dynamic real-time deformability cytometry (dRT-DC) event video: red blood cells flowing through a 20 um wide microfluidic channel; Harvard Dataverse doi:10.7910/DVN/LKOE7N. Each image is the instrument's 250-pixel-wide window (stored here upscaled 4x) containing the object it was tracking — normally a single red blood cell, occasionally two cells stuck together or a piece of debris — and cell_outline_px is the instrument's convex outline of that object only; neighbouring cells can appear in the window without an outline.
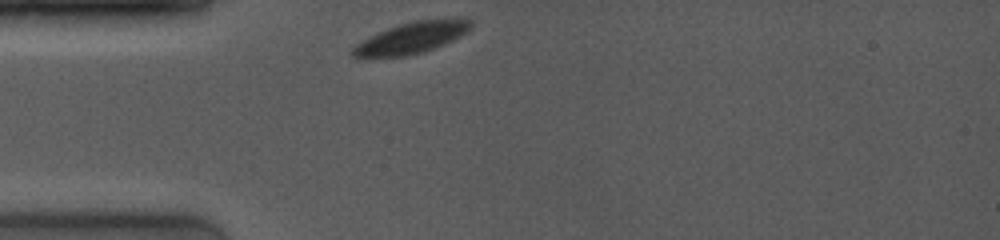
{"species": "common noctule bat (a hibernating species)", "species_latin": "Nyctalus noctula", "temperature_condition": "room temperature", "stored_images_in_passage": 11, "camera_frame_rate_fps": 4000, "um_per_image_px": 0.085, "animal": {"sex": "female", "body_mass_g": 19.0, "forearm_length_mm": 53.3}, "frame": {"image": 1, "passage_image": 1, "time_ms": 0.0, "image_size_px": [1000, 240], "cell_outline_px": [[472, 28], [460, 36], [436, 48], [424, 52], [408, 56], [352, 56], [352, 48], [356, 44], [368, 36], [388, 28], [400, 24], [416, 20], [444, 16], [472, 20]], "centroid_in_image_um": [35.07, 3.17], "position_along_channel_um": 49.9, "area_um2": 21.79}}
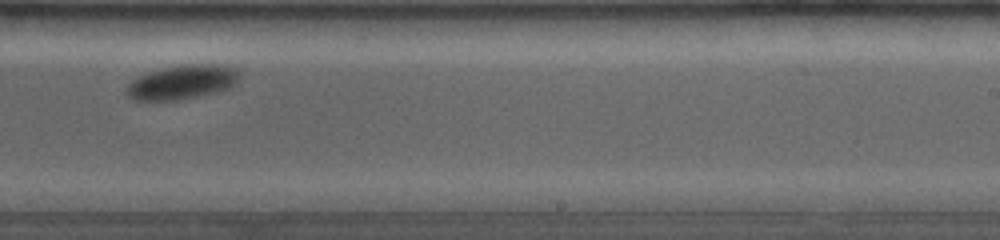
{"frame": {"image": 2, "passage_image": 7, "time_ms": 6.25, "image_size_px": [1000, 240], "cell_outline_px": [[236, 84], [228, 88], [212, 92], [176, 100], [136, 100], [128, 96], [124, 92], [128, 84], [132, 80], [148, 72], [180, 64], [224, 64], [236, 68]], "centroid_in_image_um": [15.44, 6.96], "position_along_channel_um": 273.6, "area_um2": 22.14}}
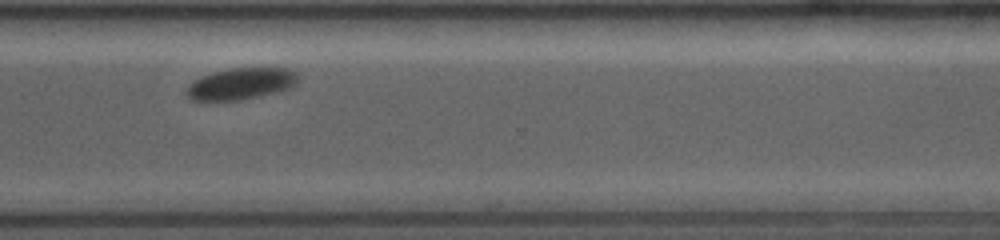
{"frame": {"image": 3, "passage_image": 9, "time_ms": 8.25, "image_size_px": [1000, 240], "cell_outline_px": [[300, 80], [292, 88], [280, 92], [240, 100], [188, 100], [184, 92], [192, 80], [200, 76], [212, 72], [232, 68], [284, 68], [296, 72], [300, 76]], "centroid_in_image_um": [20.49, 7.12], "position_along_channel_um": 350.1, "area_um2": 20.98}}